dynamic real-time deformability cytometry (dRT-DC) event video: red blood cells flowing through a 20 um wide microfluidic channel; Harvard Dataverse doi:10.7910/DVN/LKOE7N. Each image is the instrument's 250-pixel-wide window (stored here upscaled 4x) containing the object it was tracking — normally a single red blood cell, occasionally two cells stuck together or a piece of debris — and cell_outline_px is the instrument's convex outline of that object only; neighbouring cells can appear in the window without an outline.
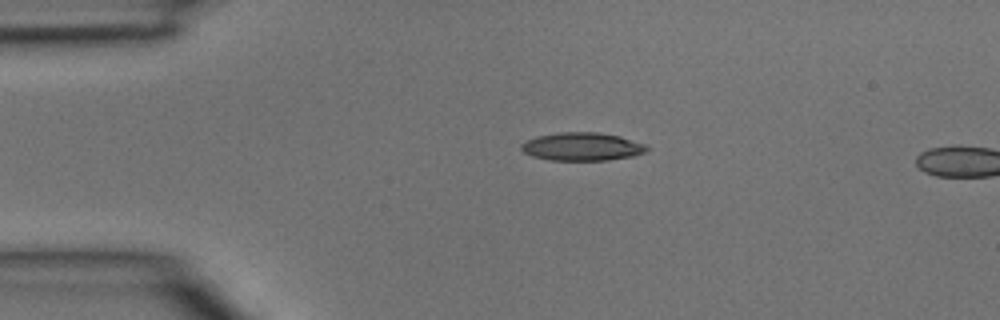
{"species": "common noctule bat (a hibernating species)", "species_latin": "Nyctalus noctula", "temperature_condition": "room temperature", "stored_images_in_passage": 2, "camera_frame_rate_fps": 3000, "um_per_image_px": 0.085, "animal": {"sex": "male", "body_mass_g": 15.6}, "frame": {"image": 1, "passage_image": 1, "time_ms": 0.0, "image_size_px": [1000, 320], "cell_outline_px": [[652, 148], [648, 152], [632, 156], [608, 160], [552, 160], [532, 156], [524, 152], [520, 148], [520, 144], [524, 140], [536, 136], [560, 132], [596, 132], [620, 136], [648, 144]], "centroid_in_image_um": [49.52, 12.45], "position_along_channel_um": 35.5, "area_um2": 20.92}}